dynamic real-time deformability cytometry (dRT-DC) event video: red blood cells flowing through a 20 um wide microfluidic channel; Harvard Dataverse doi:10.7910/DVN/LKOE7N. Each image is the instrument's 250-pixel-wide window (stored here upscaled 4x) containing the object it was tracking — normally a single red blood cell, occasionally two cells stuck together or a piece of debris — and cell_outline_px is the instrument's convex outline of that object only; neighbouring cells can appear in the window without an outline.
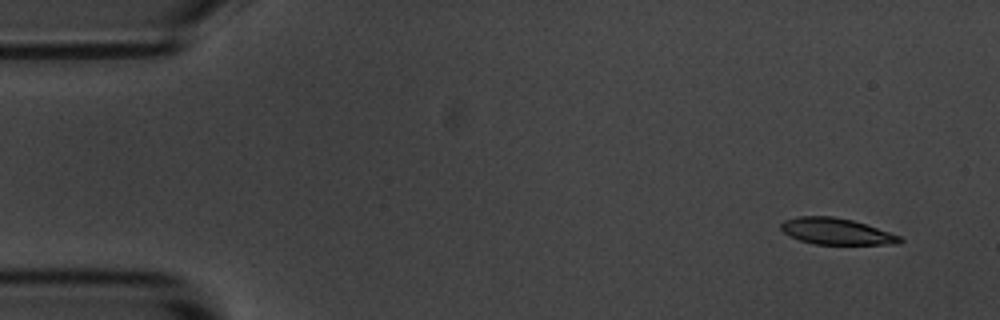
{"species": "common noctule bat (a hibernating species)", "species_latin": "Nyctalus noctula", "temperature_condition": "room temperature", "stored_images_in_passage": 4, "camera_frame_rate_fps": 3000, "um_per_image_px": 0.085, "animal": {"sex": "male", "body_mass_g": 20.1, "forearm_length_mm": 53.5}, "frame": {"image": 1, "passage_image": 1, "time_ms": 0.0, "image_size_px": [1000, 320], "cell_outline_px": [[904, 240], [896, 244], [812, 244], [788, 236], [780, 228], [780, 224], [784, 220], [796, 216], [832, 216], [852, 220], [900, 236]], "centroid_in_image_um": [71.02, 19.66], "position_along_channel_um": 14.0, "area_um2": 18.15}}
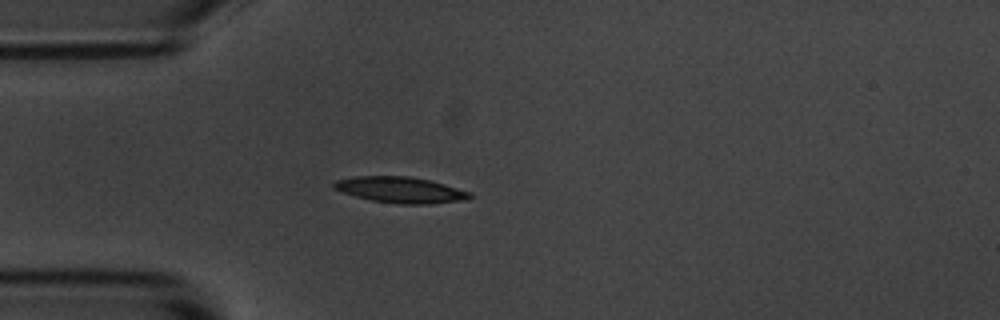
{"frame": {"image": 2, "passage_image": 4, "time_ms": 3.667, "image_size_px": [1000, 320], "cell_outline_px": [[472, 196], [468, 200], [428, 204], [400, 204], [372, 200], [356, 196], [332, 188], [332, 184], [336, 180], [356, 176], [408, 176], [428, 180], [444, 184], [472, 192]], "centroid_in_image_um": [34.07, 16.14], "position_along_channel_um": 50.9, "area_um2": 20.52}}